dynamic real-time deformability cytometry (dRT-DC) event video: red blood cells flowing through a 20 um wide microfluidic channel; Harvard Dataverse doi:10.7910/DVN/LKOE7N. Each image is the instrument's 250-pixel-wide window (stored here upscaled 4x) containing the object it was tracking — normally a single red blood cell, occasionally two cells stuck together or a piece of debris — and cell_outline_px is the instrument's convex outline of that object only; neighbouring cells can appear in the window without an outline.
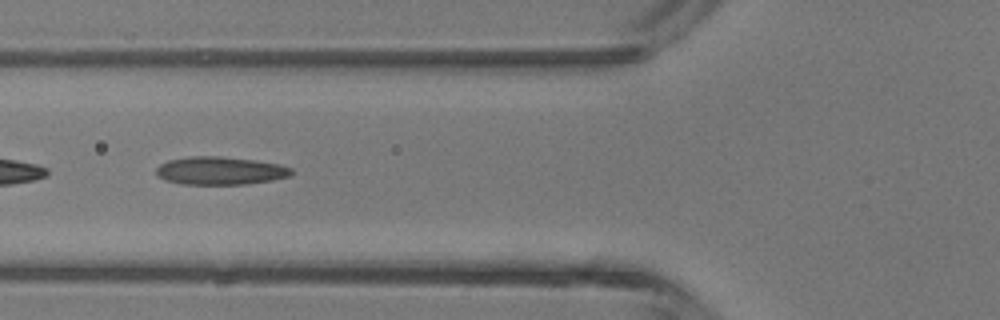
{"species": "common noctule bat (a hibernating species)", "species_latin": "Nyctalus noctula", "temperature_condition": "room temperature", "stored_images_in_passage": 7, "camera_frame_rate_fps": 3000, "um_per_image_px": 0.085, "animal": {"sex": "male", "body_mass_g": 13.3}, "frame": {"image": 1, "passage_image": 5, "time_ms": 4.667, "image_size_px": [1000, 320], "cell_outline_px": [[292, 176], [272, 180], [248, 184], [180, 184], [164, 180], [156, 176], [156, 168], [160, 164], [168, 160], [192, 156], [216, 156], [252, 160], [280, 164], [292, 168]], "centroid_in_image_um": [18.7, 14.52], "position_along_channel_um": 107.1, "area_um2": 22.14}}
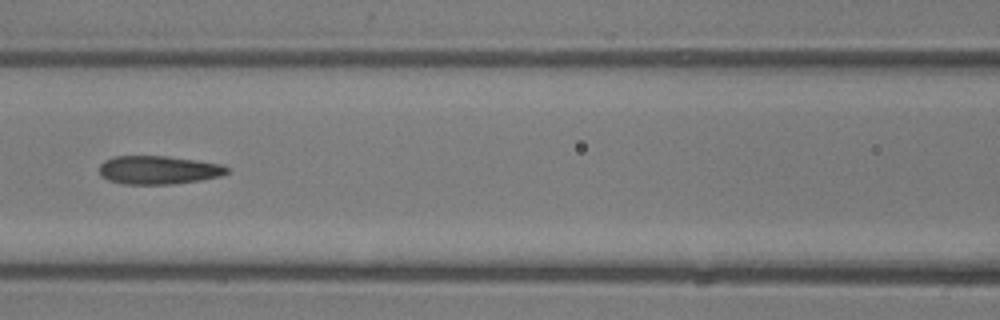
{"frame": {"image": 2, "passage_image": 6, "time_ms": 5.667, "image_size_px": [1000, 320], "cell_outline_px": [[228, 172], [220, 176], [200, 180], [172, 184], [124, 184], [108, 180], [100, 176], [100, 164], [104, 160], [112, 156], [168, 156], [196, 160], [220, 164], [228, 168]], "centroid_in_image_um": [13.43, 14.44], "position_along_channel_um": 153.2, "area_um2": 21.15}}
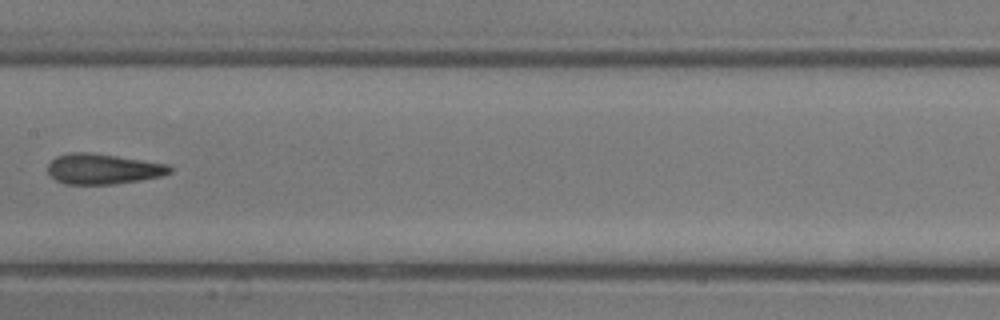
{"frame": {"image": 3, "passage_image": 7, "time_ms": 6.667, "image_size_px": [1000, 320], "cell_outline_px": [[172, 172], [160, 176], [140, 180], [112, 184], [64, 184], [56, 180], [48, 172], [48, 164], [56, 156], [72, 152], [88, 152], [116, 156], [168, 164], [172, 168]], "centroid_in_image_um": [8.74, 14.36], "position_along_channel_um": 198.7, "area_um2": 21.44}}